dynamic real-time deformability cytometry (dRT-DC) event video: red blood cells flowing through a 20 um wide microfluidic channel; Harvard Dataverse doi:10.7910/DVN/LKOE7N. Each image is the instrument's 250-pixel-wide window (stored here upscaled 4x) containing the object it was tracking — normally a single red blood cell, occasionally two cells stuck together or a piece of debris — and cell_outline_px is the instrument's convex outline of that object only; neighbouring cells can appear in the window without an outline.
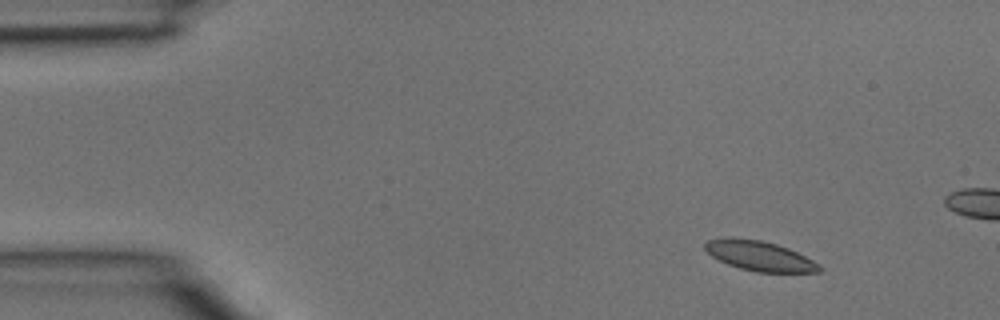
{"species": "common noctule bat (a hibernating species)", "species_latin": "Nyctalus noctula", "temperature_condition": "room temperature", "stored_images_in_passage": 4, "camera_frame_rate_fps": 3000, "um_per_image_px": 0.085, "animal": {"sex": "male", "body_mass_g": 15.6}, "frame": {"image": 1, "passage_image": 2, "time_ms": 0.333, "image_size_px": [1000, 320], "cell_outline_px": [[824, 268], [820, 272], [756, 272], [740, 268], [728, 264], [712, 256], [704, 248], [704, 244], [708, 240], [760, 240], [776, 244], [788, 248], [812, 260]], "centroid_in_image_um": [64.64, 21.8], "position_along_channel_um": 20.4, "area_um2": 19.07}}